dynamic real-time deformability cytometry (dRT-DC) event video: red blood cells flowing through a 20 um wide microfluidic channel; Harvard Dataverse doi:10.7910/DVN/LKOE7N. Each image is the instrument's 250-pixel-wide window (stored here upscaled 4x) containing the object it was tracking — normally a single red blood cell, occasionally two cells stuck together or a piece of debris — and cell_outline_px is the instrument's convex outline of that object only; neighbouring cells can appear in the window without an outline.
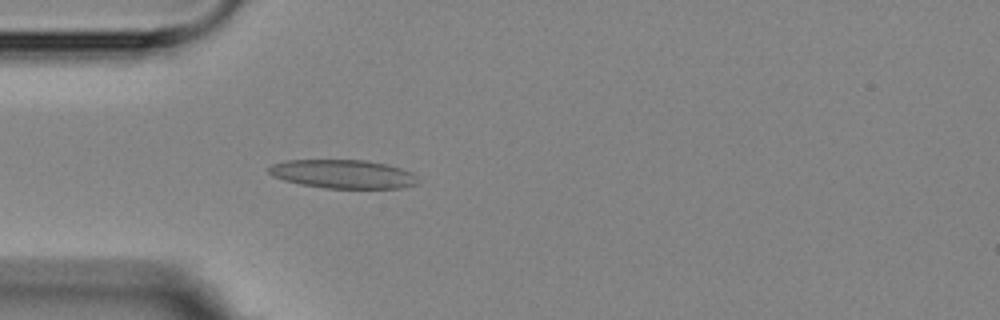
{"species": "Egyptian fruit bat (a non-hibernating species)", "species_latin": "Rousettus aegyptiacus", "temperature_condition": "room temperature", "stored_images_in_passage": 3, "camera_frame_rate_fps": 3000, "um_per_image_px": 0.085, "animal": {"sex": "female"}, "frame": {"image": 1, "passage_image": 3, "time_ms": 2.0, "image_size_px": [1000, 320], "cell_outline_px": [[416, 184], [404, 188], [324, 188], [300, 184], [284, 180], [272, 176], [268, 172], [268, 168], [272, 164], [288, 160], [368, 160], [388, 164], [412, 172], [416, 176]], "centroid_in_image_um": [29.15, 14.79], "position_along_channel_um": 55.8, "area_um2": 24.97}}